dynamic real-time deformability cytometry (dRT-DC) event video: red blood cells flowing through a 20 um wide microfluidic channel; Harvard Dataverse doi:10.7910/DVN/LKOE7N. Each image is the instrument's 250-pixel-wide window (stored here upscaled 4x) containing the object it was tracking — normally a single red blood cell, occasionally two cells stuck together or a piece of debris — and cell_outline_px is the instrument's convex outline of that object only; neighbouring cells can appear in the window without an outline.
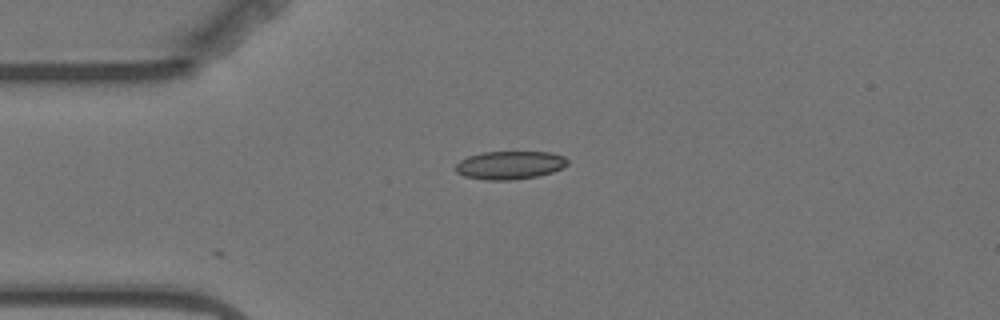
{"species": "Egyptian fruit bat (a non-hibernating species)", "species_latin": "Rousettus aegyptiacus", "temperature_condition": "warm", "stored_images_in_passage": 7, "camera_frame_rate_fps": 3000, "um_per_image_px": 0.085, "animal": {"sex": "female"}, "frame": {"image": 1, "passage_image": 1, "time_ms": 0.0, "image_size_px": [1000, 320], "cell_outline_px": [[568, 164], [564, 168], [552, 172], [536, 176], [512, 180], [484, 180], [464, 176], [456, 172], [456, 164], [460, 160], [468, 156], [484, 152], [548, 152], [564, 156], [568, 160]], "centroid_in_image_um": [43.34, 14.04], "position_along_channel_um": 41.7, "area_um2": 18.44}}
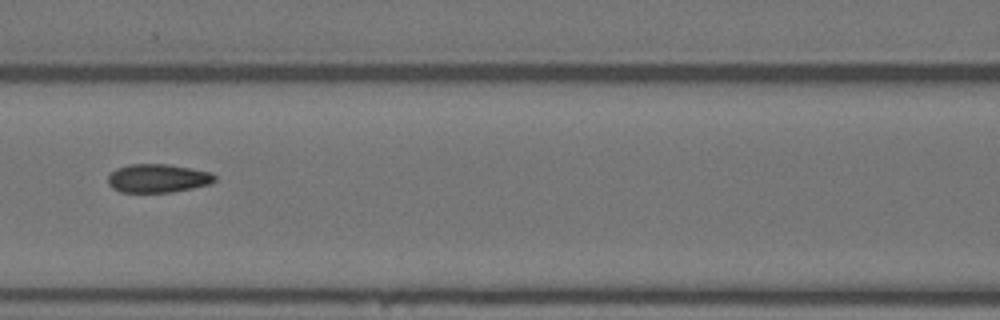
{"frame": {"image": 2, "passage_image": 4, "time_ms": 3.667, "image_size_px": [1000, 320], "cell_outline_px": [[216, 180], [208, 184], [192, 188], [172, 192], [120, 192], [112, 188], [108, 184], [108, 176], [116, 168], [128, 164], [168, 164], [212, 172], [216, 176]], "centroid_in_image_um": [13.4, 15.15], "position_along_channel_um": 153.2, "area_um2": 17.8}}
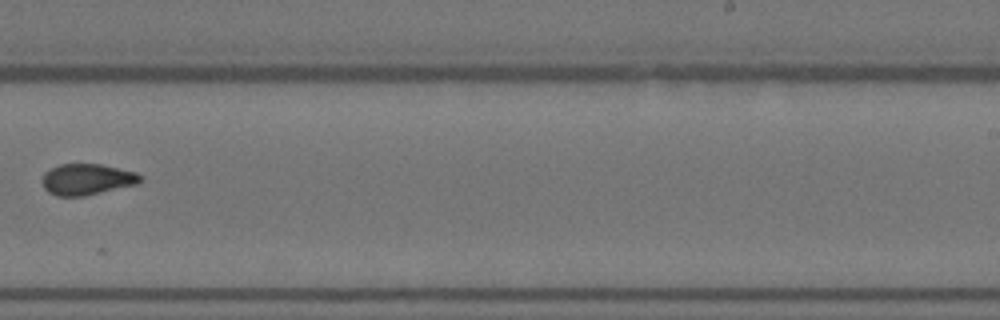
{"frame": {"image": 3, "passage_image": 7, "time_ms": 7.333, "image_size_px": [1000, 320], "cell_outline_px": [[144, 176], [136, 184], [84, 196], [56, 196], [48, 192], [44, 188], [44, 172], [48, 168], [60, 164], [100, 164], [136, 172]], "centroid_in_image_um": [7.38, 15.24], "position_along_channel_um": 281.6, "area_um2": 17.69}}